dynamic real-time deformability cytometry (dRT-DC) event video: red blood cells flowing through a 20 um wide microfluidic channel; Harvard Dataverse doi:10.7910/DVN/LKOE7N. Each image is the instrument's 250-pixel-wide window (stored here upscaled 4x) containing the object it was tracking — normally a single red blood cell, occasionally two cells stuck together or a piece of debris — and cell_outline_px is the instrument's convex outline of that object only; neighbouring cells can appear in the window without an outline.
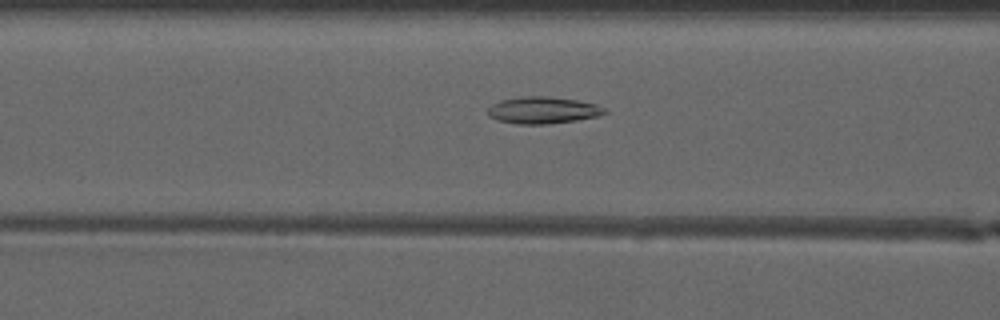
{"species": "common noctule bat (a hibernating species)", "species_latin": "Nyctalus noctula", "temperature_condition": "warm", "stored_images_in_passage": 51, "camera_frame_rate_fps": 3000, "um_per_image_px": 0.085, "animal": {"sex": "male", "forearm_length_mm": 52.5}, "frame": {"image": 1, "passage_image": 22, "time_ms": 7.0, "image_size_px": [1000, 320], "cell_outline_px": [[608, 112], [600, 116], [576, 120], [544, 124], [520, 124], [496, 120], [488, 116], [488, 108], [492, 104], [500, 100], [524, 96], [548, 96], [576, 100], [596, 104], [604, 108]], "centroid_in_image_um": [46.14, 9.36], "position_along_channel_um": 120.5, "area_um2": 18.26}}
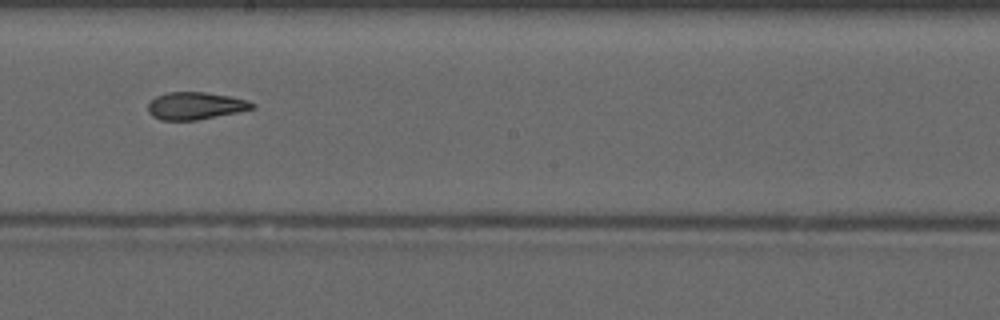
{"frame": {"image": 2, "passage_image": 30, "time_ms": 9.667, "image_size_px": [1000, 320], "cell_outline_px": [[256, 108], [196, 120], [160, 120], [152, 116], [148, 112], [148, 104], [156, 96], [168, 92], [204, 92], [232, 96], [248, 100], [256, 104]], "centroid_in_image_um": [16.62, 8.99], "position_along_channel_um": 231.6, "area_um2": 16.65}}
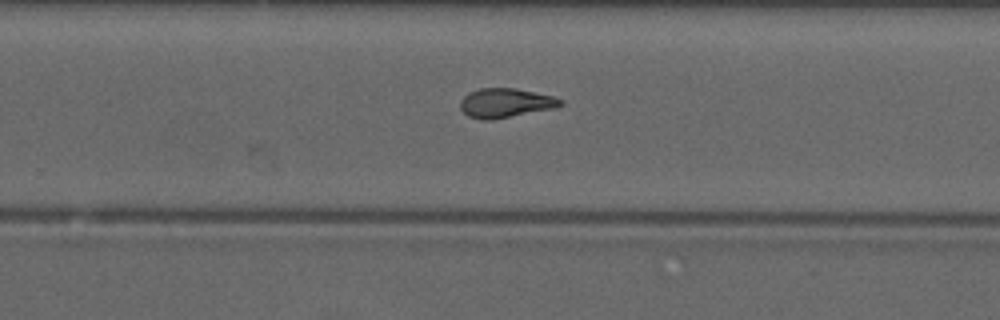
{"frame": {"image": 3, "passage_image": 34, "time_ms": 11.0, "image_size_px": [1000, 320], "cell_outline_px": [[564, 104], [556, 108], [492, 120], [484, 120], [468, 116], [460, 108], [460, 100], [468, 92], [480, 88], [516, 88], [552, 96], [564, 100]], "centroid_in_image_um": [42.98, 8.75], "position_along_channel_um": 286.8, "area_um2": 17.22}, "authors_computed_cell_mechanics": {"area_um2": 17.6868, "velocity_mm_per_s": 4.17, "shape_relaxation_time_tau1_ms": null, "shape_relaxation_time_tau2_ms": 2.5424, "deformation_change_tau1": null, "deformation_change_tau2": 0.1062}}